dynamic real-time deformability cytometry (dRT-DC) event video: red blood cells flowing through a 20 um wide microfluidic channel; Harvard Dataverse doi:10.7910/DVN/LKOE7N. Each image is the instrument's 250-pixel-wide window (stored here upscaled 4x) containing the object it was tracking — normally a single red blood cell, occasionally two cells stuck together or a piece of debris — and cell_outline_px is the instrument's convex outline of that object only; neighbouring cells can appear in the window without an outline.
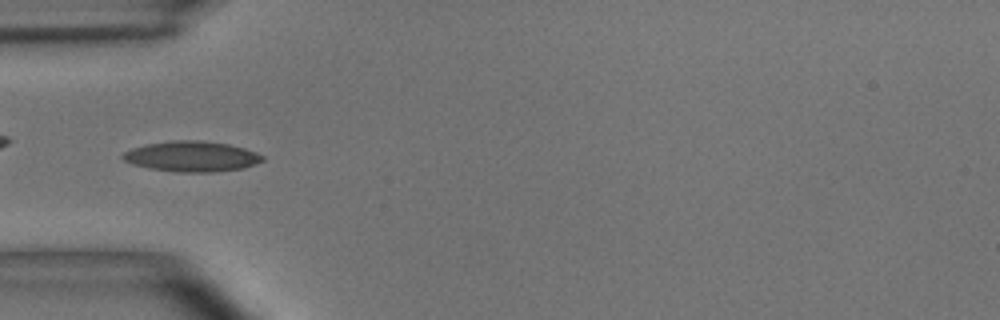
{"species": "common noctule bat (a hibernating species)", "species_latin": "Nyctalus noctula", "temperature_condition": "room temperature", "stored_images_in_passage": 53, "camera_frame_rate_fps": 3000, "um_per_image_px": 0.085, "animal": {"sex": "male", "body_mass_g": 15.6}, "frame": {"image": 1, "passage_image": 16, "time_ms": 5.0, "image_size_px": [1000, 320], "cell_outline_px": [[264, 160], [244, 168], [216, 172], [176, 172], [148, 168], [132, 164], [124, 160], [120, 156], [124, 152], [132, 148], [148, 144], [172, 140], [200, 140], [228, 144], [244, 148], [256, 152], [264, 156]], "centroid_in_image_um": [16.29, 13.3], "position_along_channel_um": 68.7, "area_um2": 24.85}}
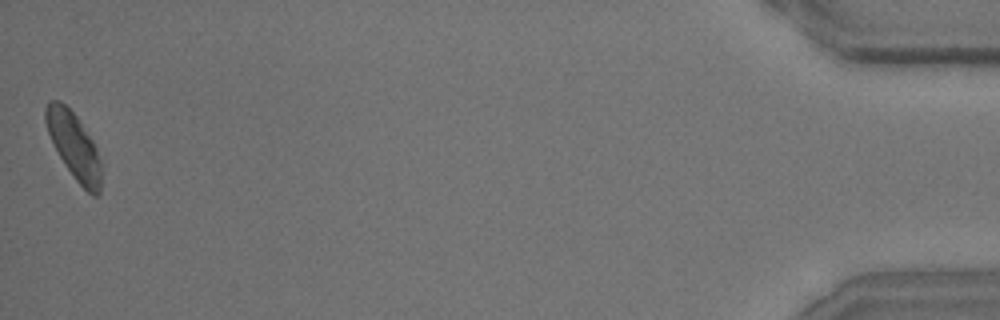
{"frame": {"image": 2, "passage_image": 53, "time_ms": 17.333, "image_size_px": [1000, 320], "cell_outline_px": [[100, 192], [96, 196], [92, 196], [76, 180], [64, 164], [48, 132], [44, 120], [44, 108], [52, 100], [60, 100], [76, 116], [92, 140], [96, 148], [100, 160]], "centroid_in_image_um": [6.27, 12.39], "position_along_channel_um": 428.9, "area_um2": 20.98}, "authors_computed_cell_mechanics": {"area_um2": 21.8484, "velocity_mm_per_s": 3.6597, "shape_relaxation_time_tau1_ms": 4.6633, "shape_relaxation_time_tau2_ms": 2.555, "deformation_change_tau1": 0.1365, "deformation_change_tau2": 0.073}}